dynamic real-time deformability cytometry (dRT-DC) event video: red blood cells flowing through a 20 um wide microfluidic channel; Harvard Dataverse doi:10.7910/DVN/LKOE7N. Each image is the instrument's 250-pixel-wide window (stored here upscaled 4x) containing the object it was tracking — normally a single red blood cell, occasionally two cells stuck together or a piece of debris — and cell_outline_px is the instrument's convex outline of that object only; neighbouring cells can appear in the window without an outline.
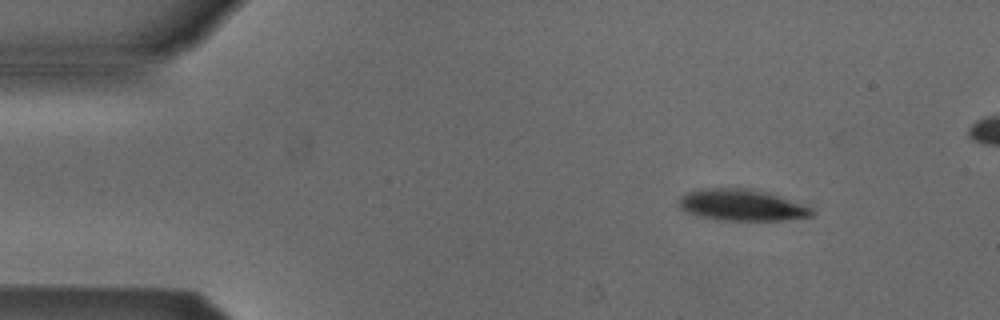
{"species": "Egyptian fruit bat (a non-hibernating species)", "species_latin": "Rousettus aegyptiacus", "temperature_condition": "cold", "stored_images_in_passage": 5, "camera_frame_rate_fps": 3000, "um_per_image_px": 0.085, "animal": {"sex": "male"}, "frame": {"image": 1, "passage_image": 2, "time_ms": 0.333, "image_size_px": [1000, 320], "cell_outline_px": [[812, 216], [784, 220], [724, 220], [700, 216], [684, 212], [680, 208], [680, 196], [688, 192], [704, 188], [752, 188], [772, 192], [812, 208]], "centroid_in_image_um": [63.06, 17.41], "position_along_channel_um": 21.9, "area_um2": 24.45}}